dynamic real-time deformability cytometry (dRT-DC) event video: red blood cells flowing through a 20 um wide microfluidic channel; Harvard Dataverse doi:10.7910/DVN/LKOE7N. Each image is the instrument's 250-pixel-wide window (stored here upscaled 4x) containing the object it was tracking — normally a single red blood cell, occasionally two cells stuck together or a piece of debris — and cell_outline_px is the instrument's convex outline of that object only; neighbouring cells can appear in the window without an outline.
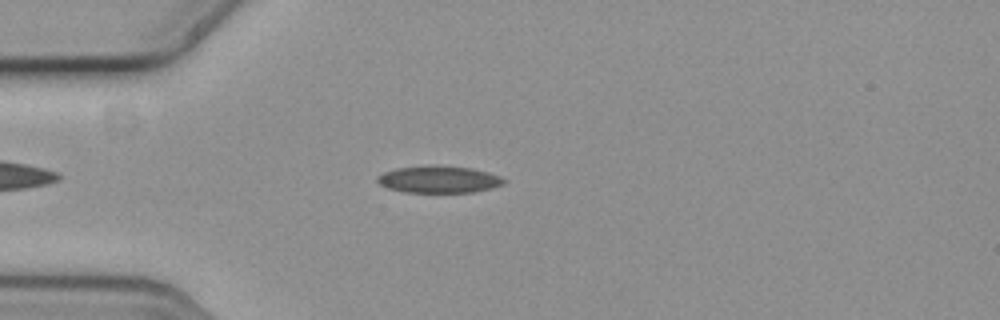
{"species": "common noctule bat (a hibernating species)", "species_latin": "Nyctalus noctula", "temperature_condition": "cold", "stored_images_in_passage": 41, "camera_frame_rate_fps": 3000, "um_per_image_px": 0.085, "animal": {"sex": "female", "body_mass_g": 19.3, "forearm_length_mm": 54.1}, "frame": {"image": 1, "passage_image": 8, "time_ms": 2.333, "image_size_px": [1000, 320], "cell_outline_px": [[508, 180], [504, 184], [492, 188], [472, 192], [404, 192], [388, 188], [380, 184], [376, 180], [376, 176], [384, 172], [396, 168], [428, 164], [436, 164], [472, 168], [488, 172], [500, 176]], "centroid_in_image_um": [37.31, 15.23], "position_along_channel_um": 47.7, "area_um2": 20.29}}
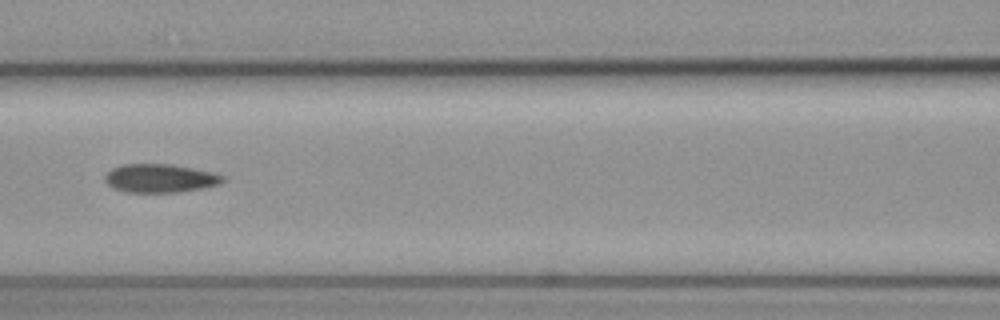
{"frame": {"image": 2, "passage_image": 18, "time_ms": 5.667, "image_size_px": [1000, 320], "cell_outline_px": [[224, 180], [220, 184], [180, 192], [128, 192], [112, 188], [104, 180], [104, 176], [112, 168], [124, 164], [172, 164], [212, 172], [224, 176]], "centroid_in_image_um": [13.58, 15.15], "position_along_channel_um": 153.0, "area_um2": 19.48}}
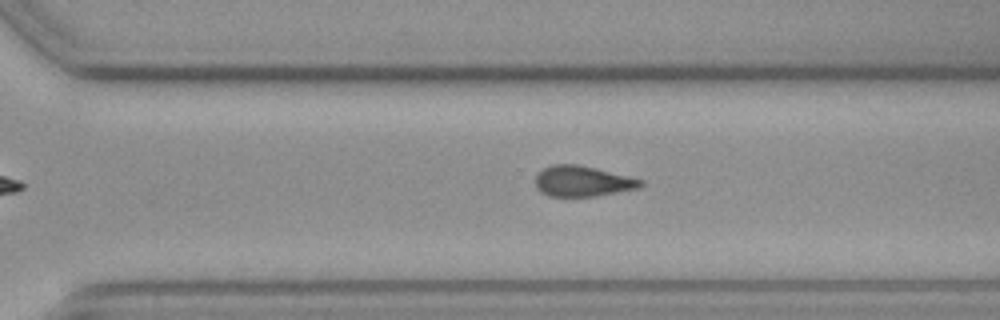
{"frame": {"image": 3, "passage_image": 32, "time_ms": 10.333, "image_size_px": [1000, 320], "cell_outline_px": [[644, 184], [636, 188], [596, 196], [548, 196], [540, 192], [536, 188], [536, 176], [544, 168], [552, 164], [576, 164], [628, 176], [644, 180]], "centroid_in_image_um": [49.48, 15.41], "position_along_channel_um": 321.1, "area_um2": 18.5}}